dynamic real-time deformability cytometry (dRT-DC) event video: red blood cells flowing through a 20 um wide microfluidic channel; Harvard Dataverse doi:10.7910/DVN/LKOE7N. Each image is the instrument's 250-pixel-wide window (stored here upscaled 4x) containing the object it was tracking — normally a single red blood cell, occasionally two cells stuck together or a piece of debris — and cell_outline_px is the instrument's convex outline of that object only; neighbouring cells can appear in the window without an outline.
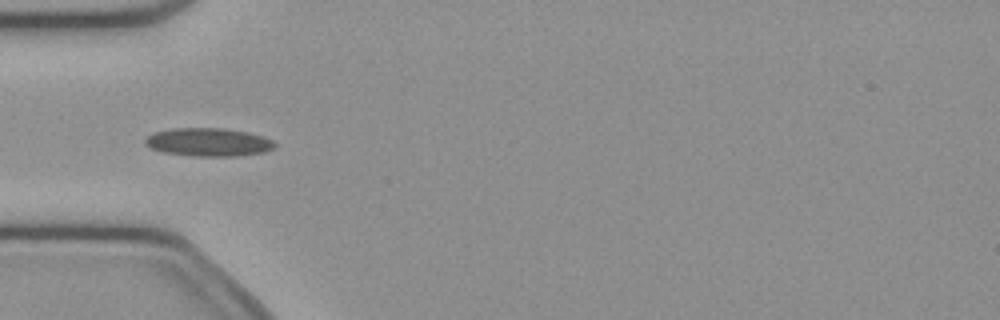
{"species": "common noctule bat (a hibernating species)", "species_latin": "Nyctalus noctula", "temperature_condition": "cold", "stored_images_in_passage": 37, "camera_frame_rate_fps": 3000, "um_per_image_px": 0.085, "animal": {"sex": "female", "body_mass_g": 21.9}, "frame": {"image": 1, "passage_image": 1, "time_ms": 0.0, "image_size_px": [1000, 320], "cell_outline_px": [[276, 148], [264, 152], [236, 156], [192, 156], [164, 152], [148, 148], [144, 144], [144, 140], [152, 132], [172, 128], [224, 128], [248, 132], [264, 136], [272, 140], [276, 144]], "centroid_in_image_um": [17.7, 12.08], "position_along_channel_um": 67.3, "area_um2": 21.62}}
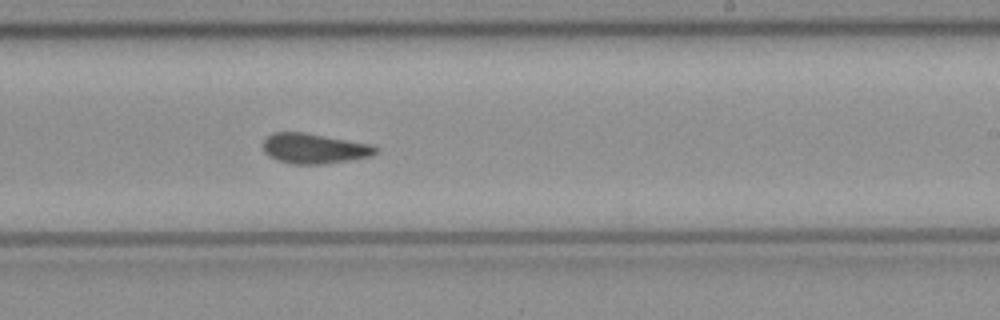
{"frame": {"image": 2, "passage_image": 16, "time_ms": 5.0, "image_size_px": [1000, 320], "cell_outline_px": [[380, 148], [372, 156], [324, 164], [292, 164], [276, 160], [268, 156], [264, 152], [264, 140], [272, 132], [304, 132], [372, 144]], "centroid_in_image_um": [26.71, 12.62], "position_along_channel_um": 262.3, "area_um2": 19.88}}
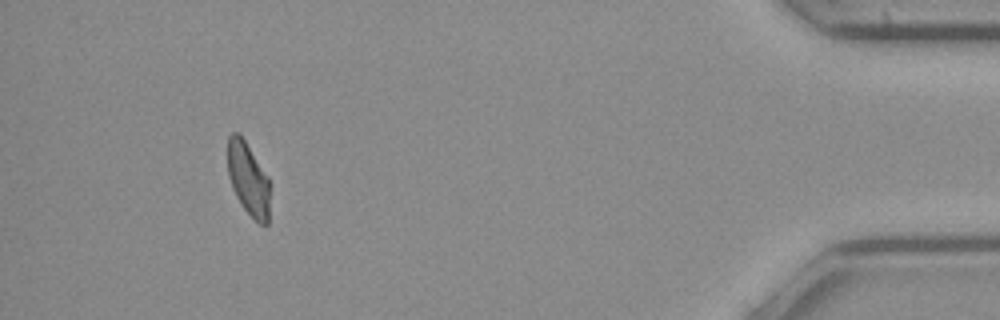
{"frame": {"image": 3, "passage_image": 33, "time_ms": 10.667, "image_size_px": [1000, 320], "cell_outline_px": [[268, 224], [260, 224], [240, 204], [232, 188], [228, 176], [228, 136], [232, 132], [240, 132], [268, 176]], "centroid_in_image_um": [21.07, 15.15], "position_along_channel_um": 414.1, "area_um2": 17.8}, "authors_computed_cell_mechanics": {"area_um2": 19.652, "velocity_mm_per_s": 3.8843, "shape_relaxation_time_tau1_ms": null, "shape_relaxation_time_tau2_ms": 1.6516, "deformation_change_tau1": null, "deformation_change_tau2": 0.0756}}